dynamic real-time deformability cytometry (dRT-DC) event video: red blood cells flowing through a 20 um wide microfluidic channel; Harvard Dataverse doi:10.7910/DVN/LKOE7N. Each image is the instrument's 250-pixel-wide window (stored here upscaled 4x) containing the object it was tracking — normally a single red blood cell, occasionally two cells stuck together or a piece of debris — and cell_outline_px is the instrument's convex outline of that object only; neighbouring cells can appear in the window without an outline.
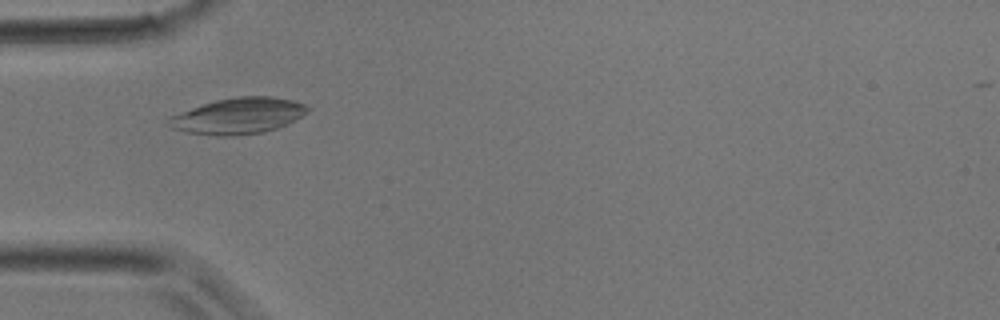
{"species": "common noctule bat (a hibernating species)", "species_latin": "Nyctalus noctula", "temperature_condition": "room temperature", "stored_images_in_passage": 23, "camera_frame_rate_fps": 3000, "um_per_image_px": 0.085, "animal": {"sex": "male", "body_mass_g": 17.9}, "frame": {"image": 1, "passage_image": 9, "time_ms": 2.667, "image_size_px": [1000, 320], "cell_outline_px": [[312, 108], [308, 112], [276, 128], [264, 132], [232, 136], [216, 136], [188, 132], [172, 128], [168, 116], [216, 100], [236, 96], [272, 96], [292, 100], [304, 104]], "centroid_in_image_um": [20.27, 9.84], "position_along_channel_um": 64.7, "area_um2": 28.84}}
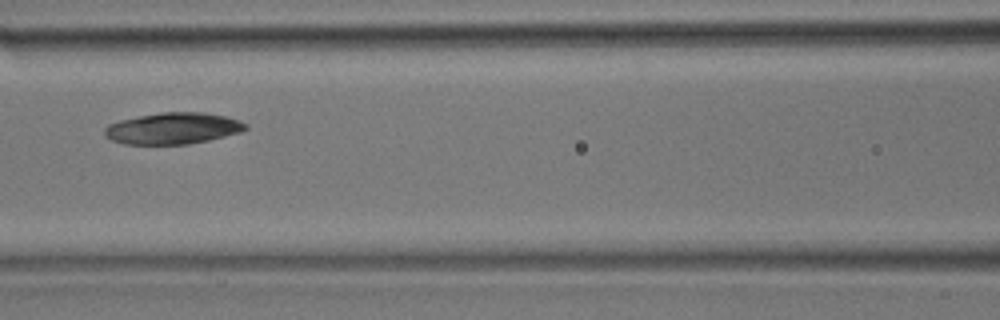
{"frame": {"image": 2, "passage_image": 14, "time_ms": 4.333, "image_size_px": [1000, 320], "cell_outline_px": [[248, 128], [240, 132], [208, 140], [188, 144], [124, 144], [112, 140], [104, 136], [104, 128], [108, 124], [120, 120], [160, 112], [204, 112], [224, 116], [240, 120], [248, 124]], "centroid_in_image_um": [14.69, 10.91], "position_along_channel_um": 151.9, "area_um2": 25.84}}
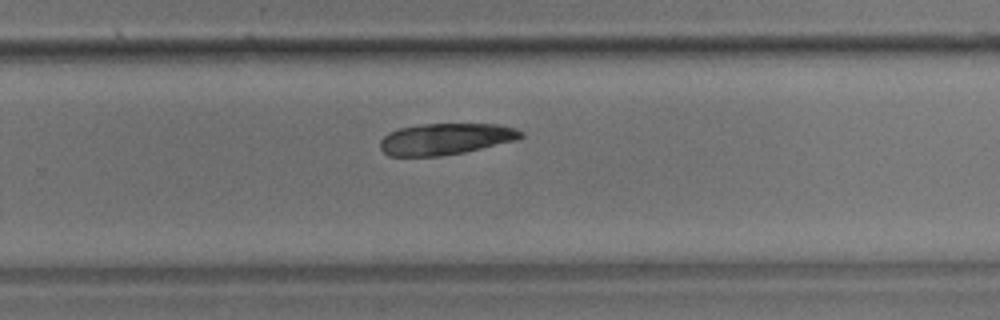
{"frame": {"image": 3, "passage_image": 22, "time_ms": 7.0, "image_size_px": [1000, 320], "cell_outline_px": [[524, 136], [516, 140], [464, 152], [440, 156], [388, 156], [380, 148], [380, 140], [388, 132], [400, 128], [420, 124], [496, 124], [512, 128], [524, 132]], "centroid_in_image_um": [37.84, 11.81], "position_along_channel_um": 292.0, "area_um2": 25.66}}